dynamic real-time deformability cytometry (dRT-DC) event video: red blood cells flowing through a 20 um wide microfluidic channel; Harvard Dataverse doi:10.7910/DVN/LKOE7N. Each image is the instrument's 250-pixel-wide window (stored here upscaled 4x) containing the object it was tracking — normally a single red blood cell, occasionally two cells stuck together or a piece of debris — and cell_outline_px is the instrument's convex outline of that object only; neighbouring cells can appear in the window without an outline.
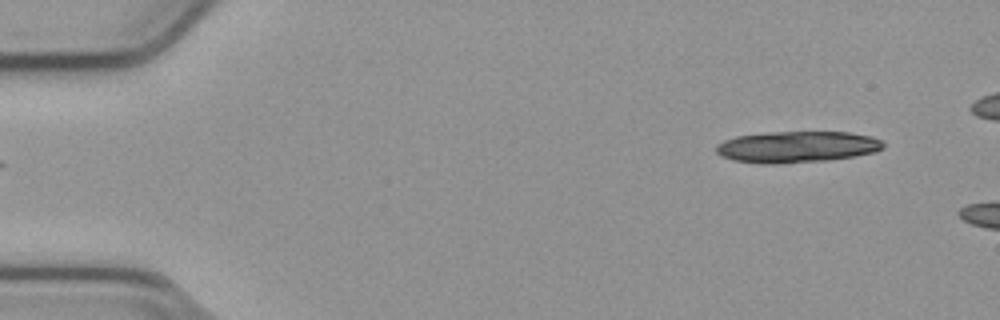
{"species": "common noctule bat (a hibernating species)", "species_latin": "Nyctalus noctula", "temperature_condition": "cold", "stored_images_in_passage": 5, "camera_frame_rate_fps": 3000, "um_per_image_px": 0.085, "animal": {"sex": "male", "body_mass_g": 23.1, "forearm_length_mm": 52.7}, "frame": {"image": 1, "passage_image": 1, "time_ms": 0.0, "image_size_px": [1000, 320], "cell_outline_px": [[884, 148], [876, 152], [828, 160], [776, 164], [764, 164], [732, 160], [720, 156], [716, 152], [716, 144], [724, 140], [736, 136], [772, 132], [848, 132], [872, 136], [880, 140], [884, 144]], "centroid_in_image_um": [67.72, 12.49], "position_along_channel_um": 17.3, "area_um2": 30.63}}